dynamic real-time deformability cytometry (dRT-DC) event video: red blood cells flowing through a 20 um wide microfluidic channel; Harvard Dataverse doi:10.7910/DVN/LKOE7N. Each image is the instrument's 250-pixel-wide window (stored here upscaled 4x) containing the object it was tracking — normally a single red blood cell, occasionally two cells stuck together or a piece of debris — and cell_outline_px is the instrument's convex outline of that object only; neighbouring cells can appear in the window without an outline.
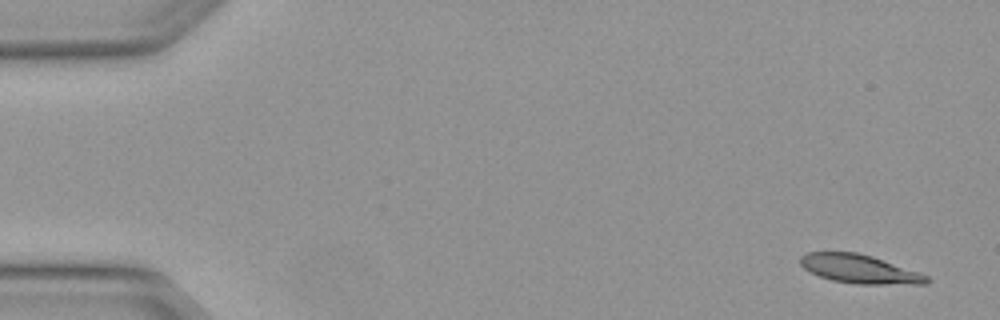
{"species": "Egyptian fruit bat (a non-hibernating species)", "species_latin": "Rousettus aegyptiacus", "temperature_condition": "warm", "stored_images_in_passage": 5, "camera_frame_rate_fps": 3000, "um_per_image_px": 0.085, "animal": {"sex": "female"}, "frame": {"image": 1, "passage_image": 1, "time_ms": 0.0, "image_size_px": [1000, 320], "cell_outline_px": [[932, 280], [928, 284], [856, 284], [832, 280], [820, 276], [804, 268], [800, 264], [800, 256], [808, 252], [856, 252], [872, 256], [920, 272], [928, 276]], "centroid_in_image_um": [73.1, 22.87], "position_along_channel_um": 11.9, "area_um2": 21.15}}
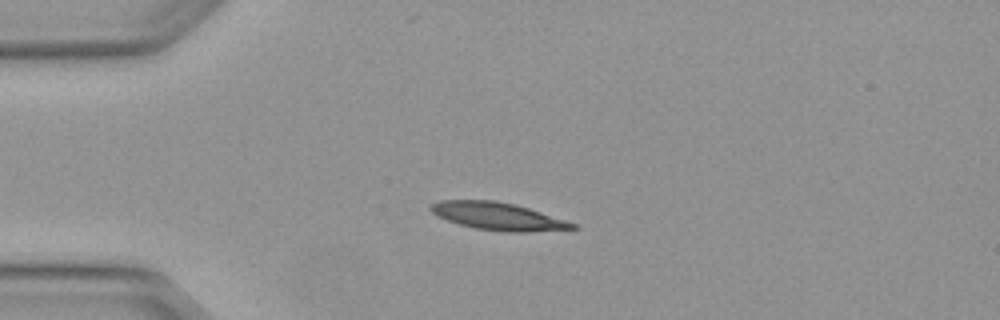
{"frame": {"image": 2, "passage_image": 3, "time_ms": 0.667, "image_size_px": [1000, 320], "cell_outline_px": [[580, 228], [528, 232], [504, 232], [476, 228], [460, 224], [436, 216], [428, 208], [432, 204], [440, 200], [496, 200], [516, 204], [576, 224]], "centroid_in_image_um": [42.3, 18.38], "position_along_channel_um": 42.7, "area_um2": 22.66}}
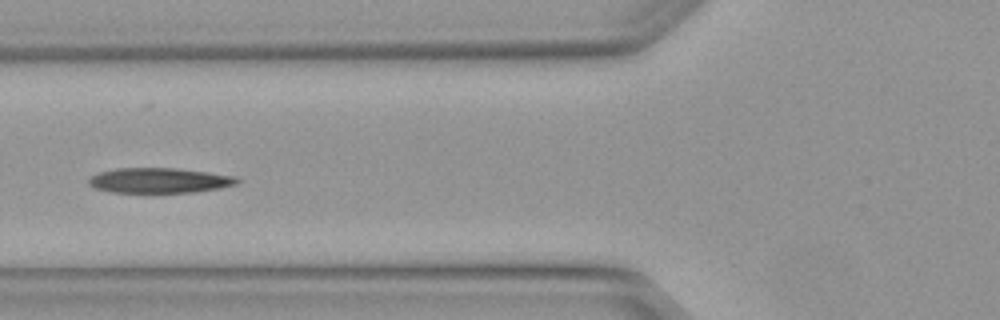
{"frame": {"image": 3, "passage_image": 5, "time_ms": 1.333, "image_size_px": [1000, 320], "cell_outline_px": [[240, 180], [236, 184], [220, 188], [196, 192], [112, 192], [96, 188], [88, 184], [88, 180], [92, 176], [100, 172], [116, 168], [176, 168], [208, 172], [236, 176]], "centroid_in_image_um": [13.57, 15.33], "position_along_channel_um": 112.2, "area_um2": 21.62}}